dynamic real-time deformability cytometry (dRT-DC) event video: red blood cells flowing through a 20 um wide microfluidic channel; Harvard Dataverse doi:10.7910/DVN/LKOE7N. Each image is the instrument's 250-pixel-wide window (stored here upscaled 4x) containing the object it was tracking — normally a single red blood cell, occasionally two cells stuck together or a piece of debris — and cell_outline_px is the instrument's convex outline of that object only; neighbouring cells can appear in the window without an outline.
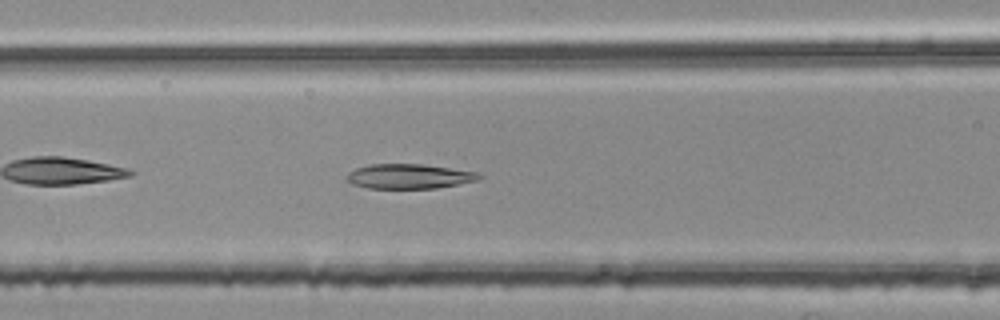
{"species": "common noctule bat (a hibernating species)", "species_latin": "Nyctalus noctula", "temperature_condition": "room temperature", "stored_images_in_passage": 38, "camera_frame_rate_fps": 3000, "um_per_image_px": 0.085, "animal": {"sex": "female", "body_mass_g": 25.1}, "frame": {"image": 1, "passage_image": 8, "time_ms": 2.333, "image_size_px": [1000, 320], "cell_outline_px": [[480, 180], [436, 188], [368, 188], [352, 184], [348, 180], [348, 172], [356, 168], [372, 164], [420, 164], [480, 172]], "centroid_in_image_um": [34.8, 14.99], "position_along_channel_um": 131.8, "area_um2": 18.9}}
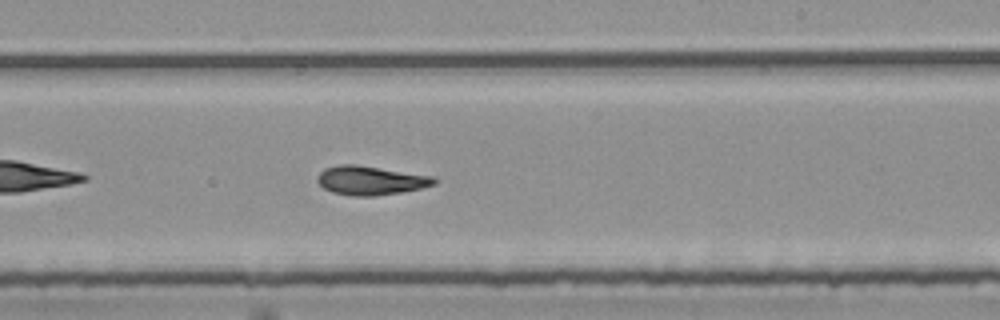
{"frame": {"image": 2, "passage_image": 18, "time_ms": 5.667, "image_size_px": [1000, 320], "cell_outline_px": [[436, 184], [420, 188], [400, 192], [376, 196], [352, 196], [332, 192], [324, 188], [316, 180], [316, 176], [324, 168], [340, 164], [356, 164], [432, 176], [436, 180]], "centroid_in_image_um": [31.45, 15.33], "position_along_channel_um": 257.5, "area_um2": 19.65}}
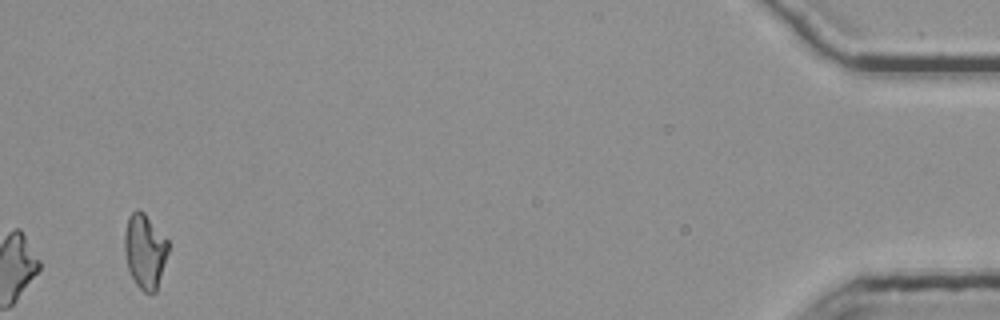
{"frame": {"image": 3, "passage_image": 38, "time_ms": 12.333, "image_size_px": [1000, 320], "cell_outline_px": [[168, 252], [156, 292], [144, 292], [136, 284], [128, 268], [124, 248], [124, 232], [128, 216], [136, 208], [144, 212], [168, 240]], "centroid_in_image_um": [12.3, 21.31], "position_along_channel_um": 422.9, "area_um2": 18.9}, "authors_computed_cell_mechanics": {"area_um2": 19.1318, "velocity_mm_per_s": 3.7848, "shape_relaxation_time_tau1_ms": 10.9245, "shape_relaxation_time_tau2_ms": 3.1309, "deformation_change_tau1": 0.2381, "deformation_change_tau2": 0.0951}}